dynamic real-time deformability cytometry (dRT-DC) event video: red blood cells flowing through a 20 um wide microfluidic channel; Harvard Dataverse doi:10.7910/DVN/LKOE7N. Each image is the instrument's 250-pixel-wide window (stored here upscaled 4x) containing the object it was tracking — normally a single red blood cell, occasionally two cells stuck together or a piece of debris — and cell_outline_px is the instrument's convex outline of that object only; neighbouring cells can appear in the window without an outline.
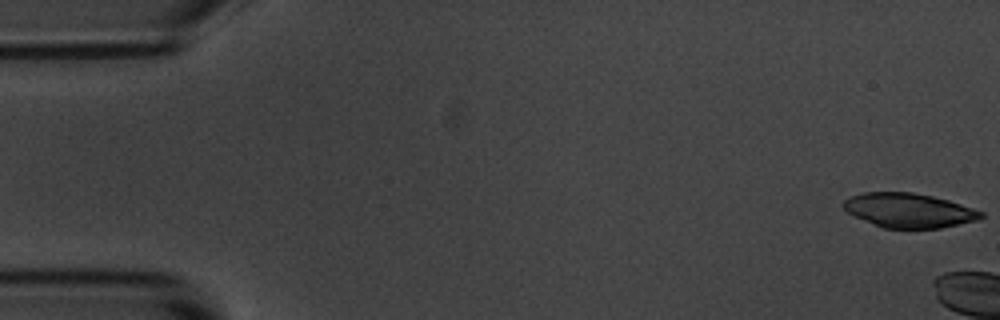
{"species": "common noctule bat (a hibernating species)", "species_latin": "Nyctalus noctula", "temperature_condition": "room temperature", "stored_images_in_passage": 8, "camera_frame_rate_fps": 3000, "um_per_image_px": 0.085, "animal": {"sex": "male", "body_mass_g": 20.1, "forearm_length_mm": 53.5}, "frame": {"image": 1, "passage_image": 1, "time_ms": 0.0, "image_size_px": [1000, 320], "cell_outline_px": [[984, 216], [980, 220], [940, 228], [884, 228], [856, 216], [848, 212], [840, 204], [844, 200], [852, 196], [864, 192], [912, 192], [932, 196], [948, 200], [984, 212]], "centroid_in_image_um": [77.28, 17.88], "position_along_channel_um": 7.7, "area_um2": 27.4}}